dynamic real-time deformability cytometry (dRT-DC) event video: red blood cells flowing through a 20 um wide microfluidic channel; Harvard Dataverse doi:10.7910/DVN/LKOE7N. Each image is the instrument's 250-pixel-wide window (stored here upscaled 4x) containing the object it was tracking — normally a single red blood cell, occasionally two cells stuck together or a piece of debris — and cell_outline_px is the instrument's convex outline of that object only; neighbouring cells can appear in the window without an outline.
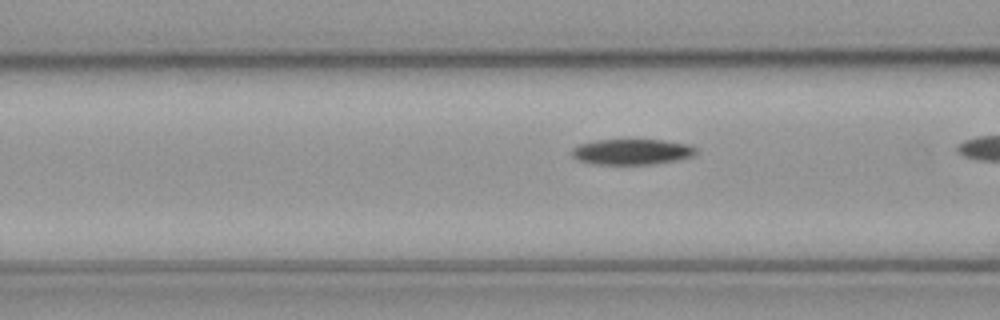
{"species": "common noctule bat (a hibernating species)", "species_latin": "Nyctalus noctula", "temperature_condition": "cold", "stored_images_in_passage": 31, "camera_frame_rate_fps": 3000, "um_per_image_px": 0.085, "animal": {"sex": "male", "body_mass_g": 23.1, "forearm_length_mm": 52.7}, "frame": {"image": 1, "passage_image": 5, "time_ms": 1.333, "image_size_px": [1000, 320], "cell_outline_px": [[696, 152], [692, 156], [676, 160], [656, 164], [596, 164], [580, 160], [572, 156], [572, 148], [580, 144], [596, 140], [664, 140], [688, 144], [696, 148]], "centroid_in_image_um": [53.72, 12.9], "position_along_channel_um": 112.9, "area_um2": 18.38}, "authors_computed_cell_mechanics": {"area_um2": 18.785, "velocity_mm_per_s": 3.5546, "shape_relaxation_time_tau1_ms": 10.4878, "shape_relaxation_time_tau2_ms": null, "deformation_change_tau1": 0.175, "deformation_change_tau2": null}}